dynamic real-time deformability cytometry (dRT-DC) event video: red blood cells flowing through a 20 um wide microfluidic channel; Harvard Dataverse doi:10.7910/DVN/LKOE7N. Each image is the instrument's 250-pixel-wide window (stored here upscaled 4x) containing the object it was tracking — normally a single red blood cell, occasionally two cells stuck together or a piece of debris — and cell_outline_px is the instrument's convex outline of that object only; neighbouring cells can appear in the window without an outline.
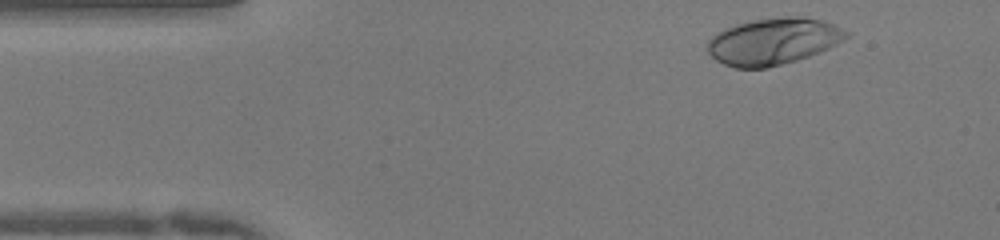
{"species": "human", "species_latin": "Homo sapiens", "temperature_condition": "warm", "stored_images_in_passage": 46, "camera_frame_rate_fps": 3000, "um_per_image_px": 0.085, "donor": {"sex": "female"}, "frame": {"image": 1, "passage_image": 2, "time_ms": 0.333, "image_size_px": [1000, 240], "cell_outline_px": [[852, 32], [844, 40], [820, 52], [796, 60], [764, 68], [736, 68], [724, 64], [716, 60], [708, 52], [708, 40], [716, 32], [724, 28], [736, 24], [752, 20], [788, 16], [804, 16], [820, 20], [832, 24]], "centroid_in_image_um": [65.73, 3.5], "position_along_channel_um": 19.3, "area_um2": 37.69}}
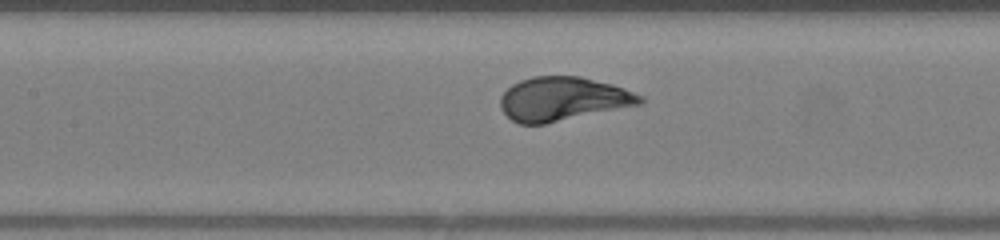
{"frame": {"image": 2, "passage_image": 18, "time_ms": 5.667, "image_size_px": [1000, 240], "cell_outline_px": [[644, 104], [544, 124], [520, 124], [512, 120], [500, 108], [500, 96], [512, 84], [520, 80], [532, 76], [580, 76], [612, 84], [624, 88], [644, 96]], "centroid_in_image_um": [47.87, 8.41], "position_along_channel_um": 159.5, "area_um2": 35.89}}
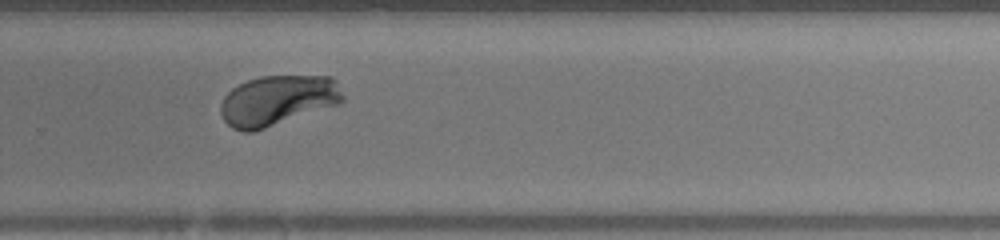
{"frame": {"image": 3, "passage_image": 29, "time_ms": 9.333, "image_size_px": [1000, 240], "cell_outline_px": [[344, 100], [340, 104], [252, 132], [244, 132], [232, 128], [224, 120], [220, 112], [220, 104], [224, 96], [232, 88], [248, 80], [260, 76], [332, 76], [336, 80], [344, 96]], "centroid_in_image_um": [23.61, 8.53], "position_along_channel_um": 306.2, "area_um2": 35.84}, "authors_computed_cell_mechanics": {"area_um2": 35.8649, "velocity_mm_per_s": 4.0135, "shape_relaxation_time_tau1_ms": 1.9258, "shape_relaxation_time_tau2_ms": null, "deformation_change_tau1": 0.1629, "deformation_change_tau2": null}}